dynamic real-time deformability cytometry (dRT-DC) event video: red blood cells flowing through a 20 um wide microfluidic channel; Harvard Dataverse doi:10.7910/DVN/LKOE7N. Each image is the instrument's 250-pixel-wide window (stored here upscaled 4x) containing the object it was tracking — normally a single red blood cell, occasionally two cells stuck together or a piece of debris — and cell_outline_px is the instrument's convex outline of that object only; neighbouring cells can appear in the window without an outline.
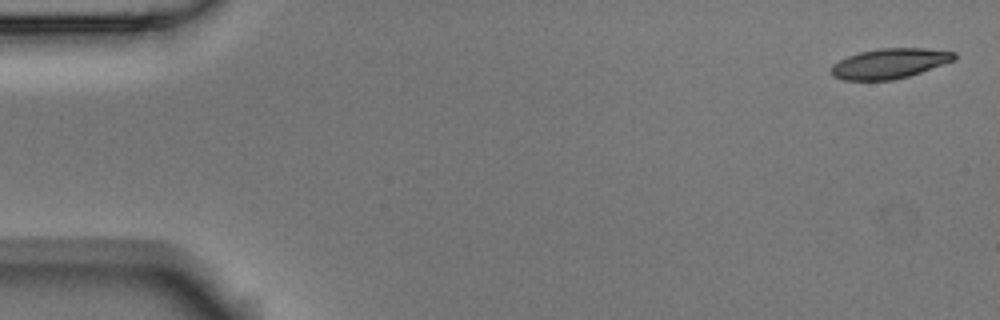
{"species": "Egyptian fruit bat (a non-hibernating species)", "species_latin": "Rousettus aegyptiacus", "temperature_condition": "room temperature", "stored_images_in_passage": 4, "camera_frame_rate_fps": 3000, "um_per_image_px": 0.085, "animal": {"sex": "male"}, "frame": {"image": 1, "passage_image": 1, "time_ms": 0.0, "image_size_px": [1000, 320], "cell_outline_px": [[956, 60], [908, 76], [892, 80], [844, 80], [832, 76], [832, 64], [848, 56], [860, 52], [880, 48], [924, 48], [956, 52]], "centroid_in_image_um": [75.63, 5.39], "position_along_channel_um": 9.4, "area_um2": 21.44}}